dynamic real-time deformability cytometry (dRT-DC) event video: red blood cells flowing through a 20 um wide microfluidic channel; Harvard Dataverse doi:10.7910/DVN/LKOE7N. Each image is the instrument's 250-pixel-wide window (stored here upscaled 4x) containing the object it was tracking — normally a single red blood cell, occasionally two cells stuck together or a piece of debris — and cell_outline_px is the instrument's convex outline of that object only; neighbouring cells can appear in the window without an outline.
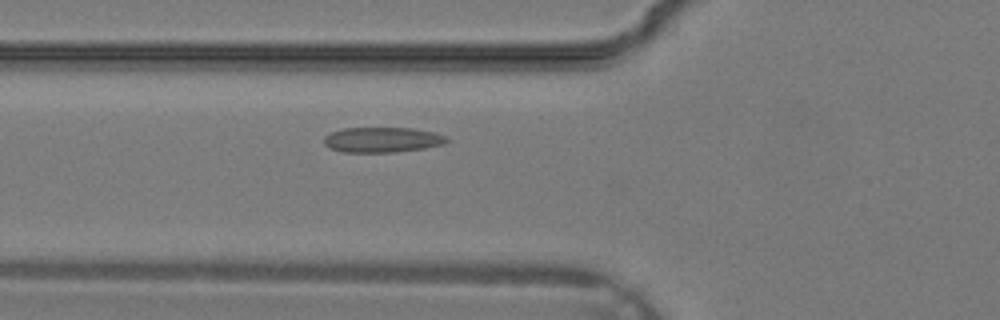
{"species": "common noctule bat (a hibernating species)", "species_latin": "Nyctalus noctula", "temperature_condition": "warm", "stored_images_in_passage": 26, "camera_frame_rate_fps": 3000, "um_per_image_px": 0.085, "animal": {"sex": "male", "body_mass_g": 19.2, "forearm_length_mm": 51.8}, "frame": {"image": 1, "passage_image": 4, "time_ms": 1.0, "image_size_px": [1000, 320], "cell_outline_px": [[448, 140], [444, 144], [424, 148], [396, 152], [344, 152], [328, 148], [324, 144], [324, 136], [332, 132], [344, 128], [412, 128], [432, 132], [448, 136]], "centroid_in_image_um": [32.48, 11.88], "position_along_channel_um": 93.3, "area_um2": 18.03}}
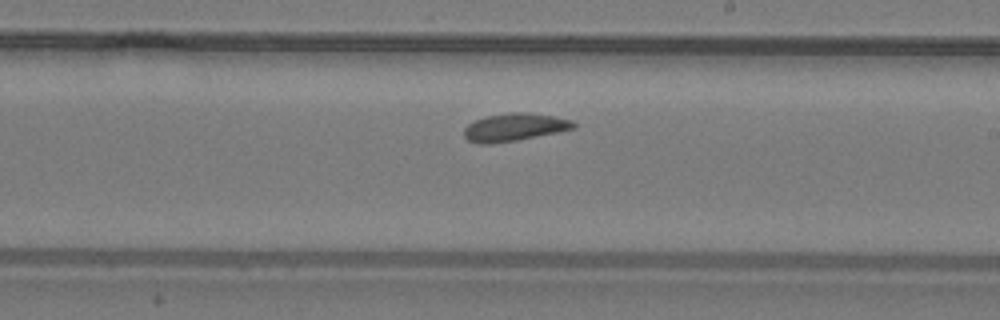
{"frame": {"image": 2, "passage_image": 12, "time_ms": 3.667, "image_size_px": [1000, 320], "cell_outline_px": [[576, 128], [560, 132], [516, 140], [488, 144], [480, 144], [468, 140], [464, 136], [464, 128], [472, 120], [484, 116], [512, 112], [524, 112], [552, 116], [572, 120], [576, 124]], "centroid_in_image_um": [43.71, 10.81], "position_along_channel_um": 245.3, "area_um2": 17.8}}
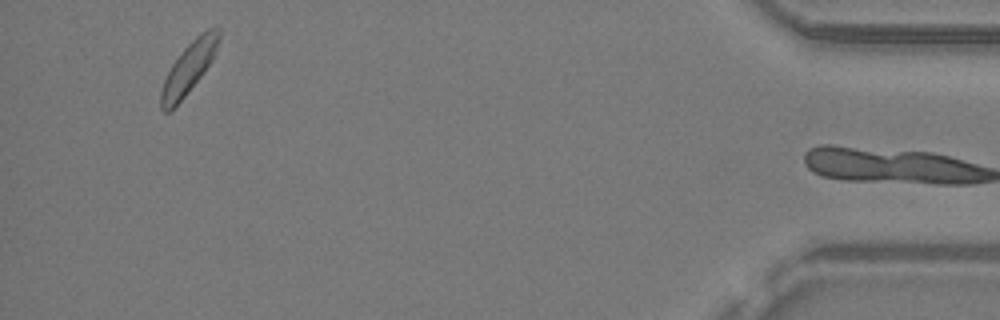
{"frame": {"image": 3, "passage_image": 25, "time_ms": 8.0, "image_size_px": [1000, 320], "cell_outline_px": [[220, 40], [212, 60], [204, 72], [184, 96], [168, 112], [164, 112], [160, 108], [160, 92], [164, 80], [172, 64], [184, 48], [196, 36], [208, 28], [220, 28]], "centroid_in_image_um": [16.05, 5.75], "position_along_channel_um": 419.2, "area_um2": 16.94}}